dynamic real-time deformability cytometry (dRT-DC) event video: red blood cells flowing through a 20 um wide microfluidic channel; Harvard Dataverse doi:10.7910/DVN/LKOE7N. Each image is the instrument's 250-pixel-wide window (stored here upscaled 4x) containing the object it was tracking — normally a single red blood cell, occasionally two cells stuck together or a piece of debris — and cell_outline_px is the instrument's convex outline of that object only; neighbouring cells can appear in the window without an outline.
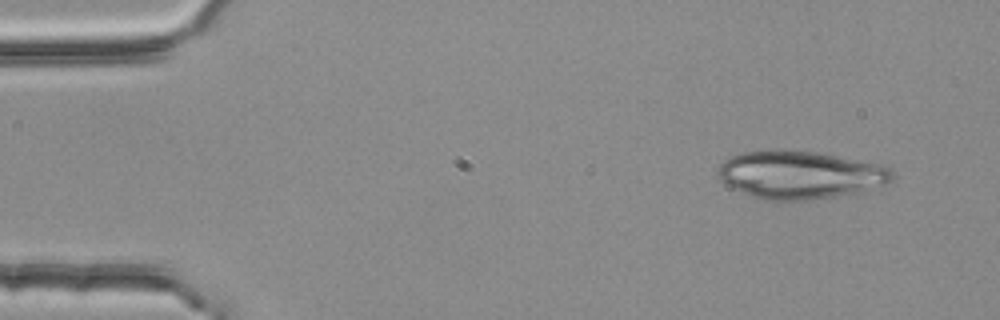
{"species": "common noctule bat (a hibernating species)", "species_latin": "Nyctalus noctula", "temperature_condition": "room temperature", "stored_images_in_passage": 4, "camera_frame_rate_fps": 3000, "um_per_image_px": 0.085, "animal": {"sex": "female", "body_mass_g": 25.1}, "frame": {"image": 1, "passage_image": 1, "time_ms": 0.0, "image_size_px": [1000, 320], "cell_outline_px": [[892, 180], [884, 184], [856, 192], [836, 196], [804, 200], [764, 200], [752, 196], [732, 188], [724, 184], [720, 180], [716, 172], [716, 168], [724, 160], [732, 156], [744, 152], [816, 152], [884, 164], [892, 172]], "centroid_in_image_um": [67.98, 14.88], "position_along_channel_um": 17.0, "area_um2": 47.8}}